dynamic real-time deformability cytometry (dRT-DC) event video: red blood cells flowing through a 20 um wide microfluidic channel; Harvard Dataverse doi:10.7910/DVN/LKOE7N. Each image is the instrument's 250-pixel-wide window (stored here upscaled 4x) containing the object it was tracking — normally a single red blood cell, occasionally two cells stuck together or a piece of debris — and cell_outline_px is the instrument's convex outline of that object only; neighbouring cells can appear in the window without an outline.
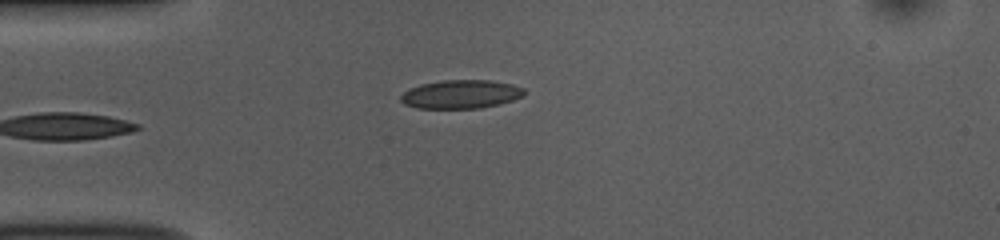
{"species": "common noctule bat (a hibernating species)", "species_latin": "Nyctalus noctula", "temperature_condition": "room temperature", "stored_images_in_passage": 37, "camera_frame_rate_fps": 3000, "um_per_image_px": 0.085, "animal": {"sex": "female", "body_mass_g": 10.0, "forearm_length_mm": 53.1}, "frame": {"image": 1, "passage_image": 1, "time_ms": 0.0, "image_size_px": [1000, 240], "cell_outline_px": [[524, 96], [500, 104], [480, 108], [416, 108], [404, 104], [400, 100], [400, 96], [408, 88], [420, 84], [444, 80], [492, 80], [512, 84], [524, 88]], "centroid_in_image_um": [39.16, 8.0], "position_along_channel_um": 45.8, "area_um2": 20.69}}
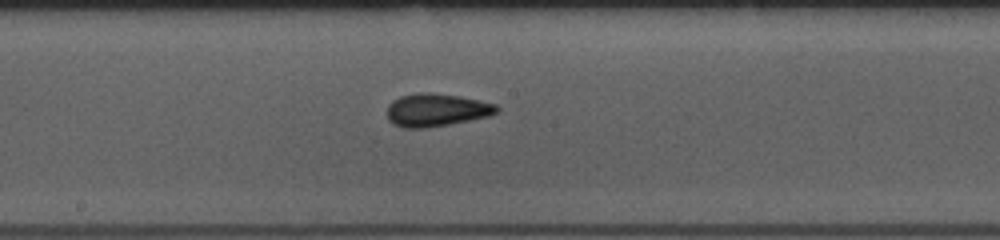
{"frame": {"image": 2, "passage_image": 15, "time_ms": 4.667, "image_size_px": [1000, 240], "cell_outline_px": [[500, 108], [496, 112], [488, 116], [448, 124], [424, 128], [404, 128], [392, 124], [388, 120], [388, 104], [392, 100], [400, 96], [416, 92], [432, 92], [460, 96], [480, 100], [496, 104]], "centroid_in_image_um": [37.06, 9.33], "position_along_channel_um": 211.1, "area_um2": 21.1}}
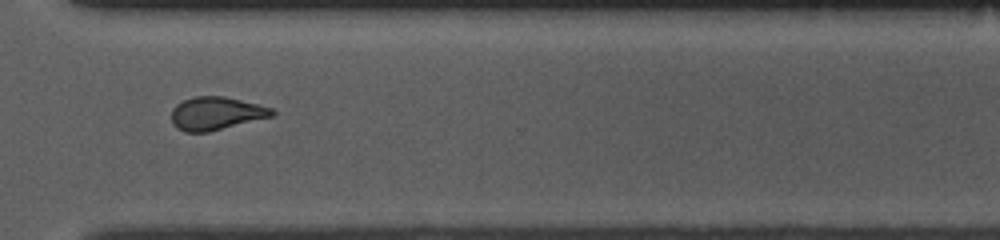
{"frame": {"image": 3, "passage_image": 26, "time_ms": 8.333, "image_size_px": [1000, 240], "cell_outline_px": [[276, 112], [272, 116], [208, 132], [184, 132], [176, 128], [172, 124], [172, 108], [176, 104], [192, 96], [224, 96], [272, 108]], "centroid_in_image_um": [18.32, 9.64], "position_along_channel_um": 352.3, "area_um2": 19.31}, "authors_computed_cell_mechanics": {"area_um2": 20.1722, "velocity_mm_per_s": 3.8569, "shape_relaxation_time_tau1_ms": 3.9216, "shape_relaxation_time_tau2_ms": 1.8121, "deformation_change_tau1": 0.1346, "deformation_change_tau2": 0.0821}}